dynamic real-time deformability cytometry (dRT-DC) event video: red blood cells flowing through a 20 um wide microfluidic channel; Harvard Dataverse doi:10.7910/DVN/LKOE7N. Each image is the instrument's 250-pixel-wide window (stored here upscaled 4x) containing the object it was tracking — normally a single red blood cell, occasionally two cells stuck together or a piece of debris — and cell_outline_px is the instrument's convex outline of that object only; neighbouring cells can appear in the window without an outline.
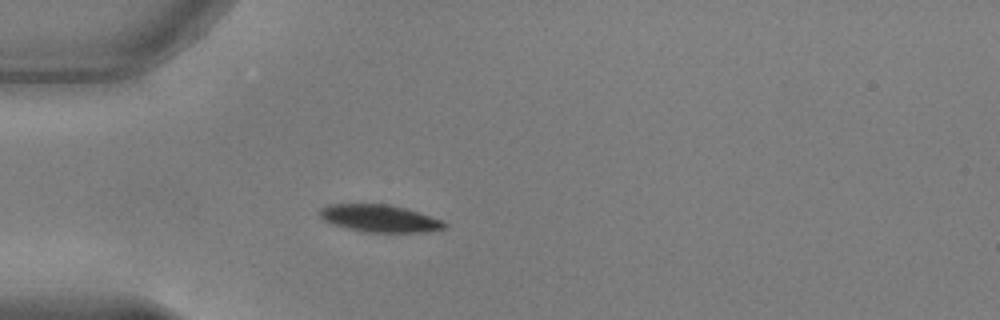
{"species": "common noctule bat (a hibernating species)", "species_latin": "Nyctalus noctula", "temperature_condition": "warm", "stored_images_in_passage": 39, "camera_frame_rate_fps": 3000, "um_per_image_px": 0.085, "animal": {"sex": "male", "body_mass_g": 17.9, "forearm_length_mm": 54.2}, "frame": {"image": 1, "passage_image": 1, "time_ms": 0.0, "image_size_px": [1000, 320], "cell_outline_px": [[448, 224], [444, 228], [428, 232], [364, 232], [332, 224], [324, 220], [320, 216], [320, 208], [328, 204], [388, 204], [404, 208], [444, 220]], "centroid_in_image_um": [32.28, 18.56], "position_along_channel_um": 52.7, "area_um2": 19.83}}
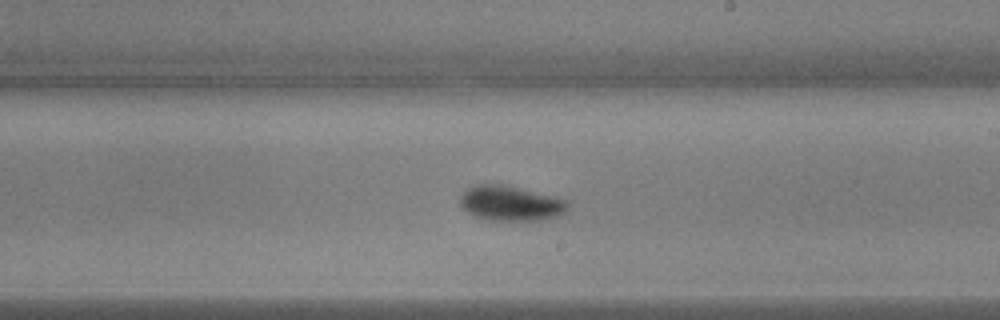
{"frame": {"image": 2, "passage_image": 17, "time_ms": 5.333, "image_size_px": [1000, 320], "cell_outline_px": [[568, 208], [560, 216], [544, 220], [488, 220], [472, 216], [460, 204], [460, 196], [468, 188], [476, 184], [504, 184], [568, 200]], "centroid_in_image_um": [43.4, 17.29], "position_along_channel_um": 245.6, "area_um2": 22.02}}
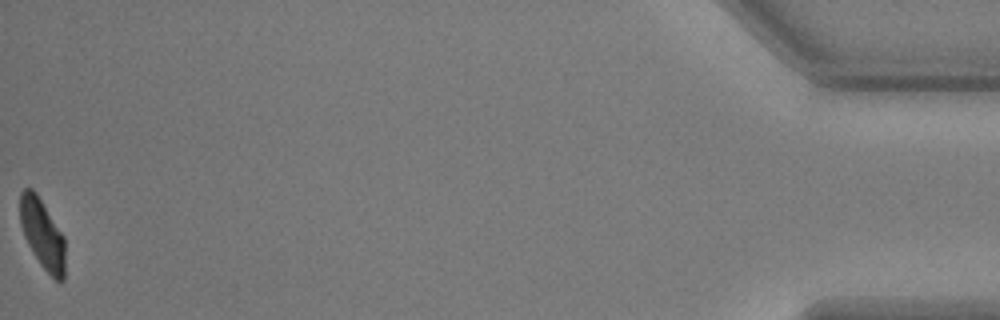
{"frame": {"image": 3, "passage_image": 39, "time_ms": 12.667, "image_size_px": [1000, 320], "cell_outline_px": [[64, 280], [56, 280], [40, 264], [28, 244], [24, 236], [20, 224], [20, 192], [24, 188], [32, 188], [36, 192], [64, 236]], "centroid_in_image_um": [3.58, 19.85], "position_along_channel_um": 431.6, "area_um2": 18.09}, "authors_computed_cell_mechanics": {"area_um2": 20.8658, "velocity_mm_per_s": 3.8114, "shape_relaxation_time_tau1_ms": 2.0435, "shape_relaxation_time_tau2_ms": 4.9203, "deformation_change_tau1": 0.1347, "deformation_change_tau2": 0.0641}}